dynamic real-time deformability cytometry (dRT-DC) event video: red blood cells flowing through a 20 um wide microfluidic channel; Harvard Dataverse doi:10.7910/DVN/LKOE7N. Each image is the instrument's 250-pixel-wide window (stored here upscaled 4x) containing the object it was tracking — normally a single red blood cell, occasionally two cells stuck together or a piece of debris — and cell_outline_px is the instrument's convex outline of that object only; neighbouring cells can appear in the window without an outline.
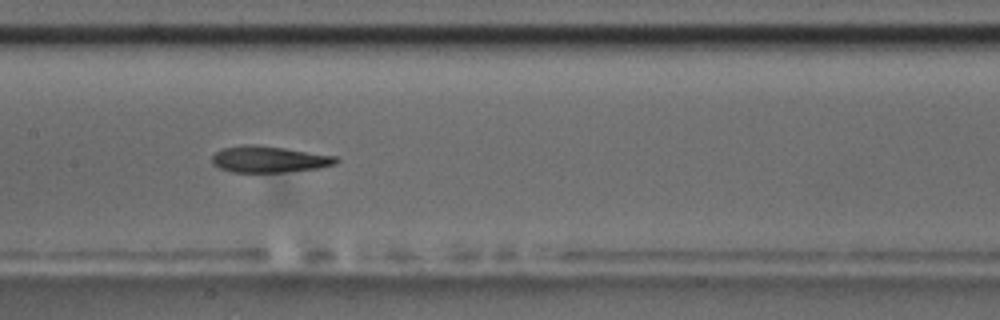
{"species": "common noctule bat (a hibernating species)", "species_latin": "Nyctalus noctula", "temperature_condition": "room temperature", "stored_images_in_passage": 8, "camera_frame_rate_fps": 3000, "um_per_image_px": 0.085, "animal": {"sex": "male", "body_mass_g": 17.5, "forearm_length_mm": 52.3}, "frame": {"image": 1, "passage_image": 7, "time_ms": 7.667, "image_size_px": [1000, 320], "cell_outline_px": [[340, 160], [336, 164], [320, 168], [284, 172], [232, 172], [220, 168], [212, 164], [212, 156], [216, 152], [224, 148], [244, 144], [256, 144], [284, 148], [336, 156]], "centroid_in_image_um": [22.88, 13.54], "position_along_channel_um": 184.5, "area_um2": 19.13}}